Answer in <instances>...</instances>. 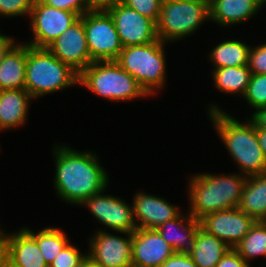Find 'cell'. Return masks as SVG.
Listing matches in <instances>:
<instances>
[{
  "instance_id": "6da1fadb",
  "label": "cell",
  "mask_w": 266,
  "mask_h": 267,
  "mask_svg": "<svg viewBox=\"0 0 266 267\" xmlns=\"http://www.w3.org/2000/svg\"><path fill=\"white\" fill-rule=\"evenodd\" d=\"M52 152L55 163L52 180L59 200L78 206L108 188V172L92 150L79 151L63 143L54 144Z\"/></svg>"
},
{
  "instance_id": "7a4b0ae2",
  "label": "cell",
  "mask_w": 266,
  "mask_h": 267,
  "mask_svg": "<svg viewBox=\"0 0 266 267\" xmlns=\"http://www.w3.org/2000/svg\"><path fill=\"white\" fill-rule=\"evenodd\" d=\"M206 110L211 125L240 173L246 176L266 173V159L253 122L249 118L241 122L215 103L209 104Z\"/></svg>"
},
{
  "instance_id": "3957f363",
  "label": "cell",
  "mask_w": 266,
  "mask_h": 267,
  "mask_svg": "<svg viewBox=\"0 0 266 267\" xmlns=\"http://www.w3.org/2000/svg\"><path fill=\"white\" fill-rule=\"evenodd\" d=\"M236 173H197L188 179V212L200 220L202 217L220 210L236 208L247 176Z\"/></svg>"
},
{
  "instance_id": "277c9868",
  "label": "cell",
  "mask_w": 266,
  "mask_h": 267,
  "mask_svg": "<svg viewBox=\"0 0 266 267\" xmlns=\"http://www.w3.org/2000/svg\"><path fill=\"white\" fill-rule=\"evenodd\" d=\"M79 74L47 48L27 44L25 90L33 99L78 86Z\"/></svg>"
},
{
  "instance_id": "5b68a950",
  "label": "cell",
  "mask_w": 266,
  "mask_h": 267,
  "mask_svg": "<svg viewBox=\"0 0 266 267\" xmlns=\"http://www.w3.org/2000/svg\"><path fill=\"white\" fill-rule=\"evenodd\" d=\"M78 85L113 103L149 97L115 60L91 62L79 73Z\"/></svg>"
},
{
  "instance_id": "8992f818",
  "label": "cell",
  "mask_w": 266,
  "mask_h": 267,
  "mask_svg": "<svg viewBox=\"0 0 266 267\" xmlns=\"http://www.w3.org/2000/svg\"><path fill=\"white\" fill-rule=\"evenodd\" d=\"M166 45L157 39L150 44L126 46L115 60L150 97L159 94L167 83Z\"/></svg>"
},
{
  "instance_id": "52a82bcc",
  "label": "cell",
  "mask_w": 266,
  "mask_h": 267,
  "mask_svg": "<svg viewBox=\"0 0 266 267\" xmlns=\"http://www.w3.org/2000/svg\"><path fill=\"white\" fill-rule=\"evenodd\" d=\"M209 19V2L163 0L156 23L157 37L176 43L197 32Z\"/></svg>"
},
{
  "instance_id": "ba28073f",
  "label": "cell",
  "mask_w": 266,
  "mask_h": 267,
  "mask_svg": "<svg viewBox=\"0 0 266 267\" xmlns=\"http://www.w3.org/2000/svg\"><path fill=\"white\" fill-rule=\"evenodd\" d=\"M81 18L91 60H116L123 47L111 15L104 8H95Z\"/></svg>"
},
{
  "instance_id": "9c48e42d",
  "label": "cell",
  "mask_w": 266,
  "mask_h": 267,
  "mask_svg": "<svg viewBox=\"0 0 266 267\" xmlns=\"http://www.w3.org/2000/svg\"><path fill=\"white\" fill-rule=\"evenodd\" d=\"M29 17L34 37L24 43L36 48H47L81 16L72 11L50 7L41 0H35Z\"/></svg>"
},
{
  "instance_id": "30bf717a",
  "label": "cell",
  "mask_w": 266,
  "mask_h": 267,
  "mask_svg": "<svg viewBox=\"0 0 266 267\" xmlns=\"http://www.w3.org/2000/svg\"><path fill=\"white\" fill-rule=\"evenodd\" d=\"M88 239L87 256L99 267H132V233L99 228Z\"/></svg>"
},
{
  "instance_id": "8fae6325",
  "label": "cell",
  "mask_w": 266,
  "mask_h": 267,
  "mask_svg": "<svg viewBox=\"0 0 266 267\" xmlns=\"http://www.w3.org/2000/svg\"><path fill=\"white\" fill-rule=\"evenodd\" d=\"M106 190L85 199L78 206L88 208L93 218L101 223L100 225L112 231L126 233L136 231L132 204H128L125 199L116 195L106 194Z\"/></svg>"
},
{
  "instance_id": "7c38bea8",
  "label": "cell",
  "mask_w": 266,
  "mask_h": 267,
  "mask_svg": "<svg viewBox=\"0 0 266 267\" xmlns=\"http://www.w3.org/2000/svg\"><path fill=\"white\" fill-rule=\"evenodd\" d=\"M116 27L122 47L150 44L158 39L156 23L121 2L104 8Z\"/></svg>"
},
{
  "instance_id": "4fadbf2b",
  "label": "cell",
  "mask_w": 266,
  "mask_h": 267,
  "mask_svg": "<svg viewBox=\"0 0 266 267\" xmlns=\"http://www.w3.org/2000/svg\"><path fill=\"white\" fill-rule=\"evenodd\" d=\"M199 222L202 229L234 249L256 220L236 207L210 213L202 217Z\"/></svg>"
},
{
  "instance_id": "5bb4252c",
  "label": "cell",
  "mask_w": 266,
  "mask_h": 267,
  "mask_svg": "<svg viewBox=\"0 0 266 267\" xmlns=\"http://www.w3.org/2000/svg\"><path fill=\"white\" fill-rule=\"evenodd\" d=\"M47 49L78 74L91 62L84 21L80 19L55 39Z\"/></svg>"
},
{
  "instance_id": "9a60e30c",
  "label": "cell",
  "mask_w": 266,
  "mask_h": 267,
  "mask_svg": "<svg viewBox=\"0 0 266 267\" xmlns=\"http://www.w3.org/2000/svg\"><path fill=\"white\" fill-rule=\"evenodd\" d=\"M176 206L164 197L136 192L132 207L137 229H157L168 220L176 218L182 212Z\"/></svg>"
},
{
  "instance_id": "2e32d148",
  "label": "cell",
  "mask_w": 266,
  "mask_h": 267,
  "mask_svg": "<svg viewBox=\"0 0 266 267\" xmlns=\"http://www.w3.org/2000/svg\"><path fill=\"white\" fill-rule=\"evenodd\" d=\"M175 251L156 229L132 233V267H159Z\"/></svg>"
},
{
  "instance_id": "e0dca14e",
  "label": "cell",
  "mask_w": 266,
  "mask_h": 267,
  "mask_svg": "<svg viewBox=\"0 0 266 267\" xmlns=\"http://www.w3.org/2000/svg\"><path fill=\"white\" fill-rule=\"evenodd\" d=\"M9 232L4 259L13 267H48L37 241L23 228Z\"/></svg>"
},
{
  "instance_id": "ac0fdd59",
  "label": "cell",
  "mask_w": 266,
  "mask_h": 267,
  "mask_svg": "<svg viewBox=\"0 0 266 267\" xmlns=\"http://www.w3.org/2000/svg\"><path fill=\"white\" fill-rule=\"evenodd\" d=\"M200 222L188 211L181 212L176 218L168 220L156 230L176 253L190 254L195 246L196 232Z\"/></svg>"
},
{
  "instance_id": "d6986e66",
  "label": "cell",
  "mask_w": 266,
  "mask_h": 267,
  "mask_svg": "<svg viewBox=\"0 0 266 267\" xmlns=\"http://www.w3.org/2000/svg\"><path fill=\"white\" fill-rule=\"evenodd\" d=\"M262 8L257 0H210L209 22L229 28L250 20Z\"/></svg>"
},
{
  "instance_id": "ffe728a7",
  "label": "cell",
  "mask_w": 266,
  "mask_h": 267,
  "mask_svg": "<svg viewBox=\"0 0 266 267\" xmlns=\"http://www.w3.org/2000/svg\"><path fill=\"white\" fill-rule=\"evenodd\" d=\"M33 100L25 89L0 90V132L25 125Z\"/></svg>"
},
{
  "instance_id": "44dd1931",
  "label": "cell",
  "mask_w": 266,
  "mask_h": 267,
  "mask_svg": "<svg viewBox=\"0 0 266 267\" xmlns=\"http://www.w3.org/2000/svg\"><path fill=\"white\" fill-rule=\"evenodd\" d=\"M27 44L19 41L0 63V90L25 89Z\"/></svg>"
},
{
  "instance_id": "7402d4cb",
  "label": "cell",
  "mask_w": 266,
  "mask_h": 267,
  "mask_svg": "<svg viewBox=\"0 0 266 267\" xmlns=\"http://www.w3.org/2000/svg\"><path fill=\"white\" fill-rule=\"evenodd\" d=\"M238 208L256 221L266 218V173L247 176Z\"/></svg>"
},
{
  "instance_id": "603a6c76",
  "label": "cell",
  "mask_w": 266,
  "mask_h": 267,
  "mask_svg": "<svg viewBox=\"0 0 266 267\" xmlns=\"http://www.w3.org/2000/svg\"><path fill=\"white\" fill-rule=\"evenodd\" d=\"M230 249L222 240L199 227L194 249L189 255L197 267H216Z\"/></svg>"
},
{
  "instance_id": "cb8c5ba5",
  "label": "cell",
  "mask_w": 266,
  "mask_h": 267,
  "mask_svg": "<svg viewBox=\"0 0 266 267\" xmlns=\"http://www.w3.org/2000/svg\"><path fill=\"white\" fill-rule=\"evenodd\" d=\"M250 48L251 45L242 42V40L228 39L216 44L208 52L209 61L213 69L248 65Z\"/></svg>"
},
{
  "instance_id": "d4e9b609",
  "label": "cell",
  "mask_w": 266,
  "mask_h": 267,
  "mask_svg": "<svg viewBox=\"0 0 266 267\" xmlns=\"http://www.w3.org/2000/svg\"><path fill=\"white\" fill-rule=\"evenodd\" d=\"M251 71L248 65L212 69L211 76L216 90L228 95L244 96L250 82Z\"/></svg>"
},
{
  "instance_id": "484cf974",
  "label": "cell",
  "mask_w": 266,
  "mask_h": 267,
  "mask_svg": "<svg viewBox=\"0 0 266 267\" xmlns=\"http://www.w3.org/2000/svg\"><path fill=\"white\" fill-rule=\"evenodd\" d=\"M36 241L47 265L62 251V249L70 242L66 233L61 228L47 226L37 232L31 230L30 227H23Z\"/></svg>"
},
{
  "instance_id": "4316f807",
  "label": "cell",
  "mask_w": 266,
  "mask_h": 267,
  "mask_svg": "<svg viewBox=\"0 0 266 267\" xmlns=\"http://www.w3.org/2000/svg\"><path fill=\"white\" fill-rule=\"evenodd\" d=\"M234 250L250 265L254 258L266 257V223L256 221Z\"/></svg>"
},
{
  "instance_id": "83f0119b",
  "label": "cell",
  "mask_w": 266,
  "mask_h": 267,
  "mask_svg": "<svg viewBox=\"0 0 266 267\" xmlns=\"http://www.w3.org/2000/svg\"><path fill=\"white\" fill-rule=\"evenodd\" d=\"M243 97L253 111L266 107V74H252Z\"/></svg>"
},
{
  "instance_id": "f1b7e54d",
  "label": "cell",
  "mask_w": 266,
  "mask_h": 267,
  "mask_svg": "<svg viewBox=\"0 0 266 267\" xmlns=\"http://www.w3.org/2000/svg\"><path fill=\"white\" fill-rule=\"evenodd\" d=\"M79 249L70 241L48 267H80L88 256L87 252L82 253Z\"/></svg>"
},
{
  "instance_id": "f546056e",
  "label": "cell",
  "mask_w": 266,
  "mask_h": 267,
  "mask_svg": "<svg viewBox=\"0 0 266 267\" xmlns=\"http://www.w3.org/2000/svg\"><path fill=\"white\" fill-rule=\"evenodd\" d=\"M35 0H0V17L30 16Z\"/></svg>"
},
{
  "instance_id": "4dcf8cb0",
  "label": "cell",
  "mask_w": 266,
  "mask_h": 267,
  "mask_svg": "<svg viewBox=\"0 0 266 267\" xmlns=\"http://www.w3.org/2000/svg\"><path fill=\"white\" fill-rule=\"evenodd\" d=\"M162 1L163 0H122L121 3L157 23Z\"/></svg>"
},
{
  "instance_id": "1f68e13d",
  "label": "cell",
  "mask_w": 266,
  "mask_h": 267,
  "mask_svg": "<svg viewBox=\"0 0 266 267\" xmlns=\"http://www.w3.org/2000/svg\"><path fill=\"white\" fill-rule=\"evenodd\" d=\"M44 4L60 10L72 11L80 16L95 9L92 0H41Z\"/></svg>"
},
{
  "instance_id": "d6a6232c",
  "label": "cell",
  "mask_w": 266,
  "mask_h": 267,
  "mask_svg": "<svg viewBox=\"0 0 266 267\" xmlns=\"http://www.w3.org/2000/svg\"><path fill=\"white\" fill-rule=\"evenodd\" d=\"M248 67L252 74H266V43L251 45Z\"/></svg>"
},
{
  "instance_id": "836d02e7",
  "label": "cell",
  "mask_w": 266,
  "mask_h": 267,
  "mask_svg": "<svg viewBox=\"0 0 266 267\" xmlns=\"http://www.w3.org/2000/svg\"><path fill=\"white\" fill-rule=\"evenodd\" d=\"M216 267H252L233 248L217 263Z\"/></svg>"
},
{
  "instance_id": "e575fe53",
  "label": "cell",
  "mask_w": 266,
  "mask_h": 267,
  "mask_svg": "<svg viewBox=\"0 0 266 267\" xmlns=\"http://www.w3.org/2000/svg\"><path fill=\"white\" fill-rule=\"evenodd\" d=\"M159 267H197L189 254L174 253Z\"/></svg>"
},
{
  "instance_id": "d590c367",
  "label": "cell",
  "mask_w": 266,
  "mask_h": 267,
  "mask_svg": "<svg viewBox=\"0 0 266 267\" xmlns=\"http://www.w3.org/2000/svg\"><path fill=\"white\" fill-rule=\"evenodd\" d=\"M2 33L0 29V63L7 52L17 43L14 37Z\"/></svg>"
},
{
  "instance_id": "8d00e7d4",
  "label": "cell",
  "mask_w": 266,
  "mask_h": 267,
  "mask_svg": "<svg viewBox=\"0 0 266 267\" xmlns=\"http://www.w3.org/2000/svg\"><path fill=\"white\" fill-rule=\"evenodd\" d=\"M250 116L248 118L253 122L256 129L266 130V107L255 110Z\"/></svg>"
},
{
  "instance_id": "74e56055",
  "label": "cell",
  "mask_w": 266,
  "mask_h": 267,
  "mask_svg": "<svg viewBox=\"0 0 266 267\" xmlns=\"http://www.w3.org/2000/svg\"><path fill=\"white\" fill-rule=\"evenodd\" d=\"M257 140L260 145V148L263 151L264 157L266 159V130L264 129H256Z\"/></svg>"
},
{
  "instance_id": "f35d334b",
  "label": "cell",
  "mask_w": 266,
  "mask_h": 267,
  "mask_svg": "<svg viewBox=\"0 0 266 267\" xmlns=\"http://www.w3.org/2000/svg\"><path fill=\"white\" fill-rule=\"evenodd\" d=\"M9 233L3 228H0V250L3 251L6 241L8 240Z\"/></svg>"
},
{
  "instance_id": "ab89813d",
  "label": "cell",
  "mask_w": 266,
  "mask_h": 267,
  "mask_svg": "<svg viewBox=\"0 0 266 267\" xmlns=\"http://www.w3.org/2000/svg\"><path fill=\"white\" fill-rule=\"evenodd\" d=\"M121 1L122 0H96V8H105L109 4Z\"/></svg>"
},
{
  "instance_id": "60d3db41",
  "label": "cell",
  "mask_w": 266,
  "mask_h": 267,
  "mask_svg": "<svg viewBox=\"0 0 266 267\" xmlns=\"http://www.w3.org/2000/svg\"><path fill=\"white\" fill-rule=\"evenodd\" d=\"M80 267H99L97 264L92 262L88 257L85 261L80 265Z\"/></svg>"
},
{
  "instance_id": "b9f144b4",
  "label": "cell",
  "mask_w": 266,
  "mask_h": 267,
  "mask_svg": "<svg viewBox=\"0 0 266 267\" xmlns=\"http://www.w3.org/2000/svg\"><path fill=\"white\" fill-rule=\"evenodd\" d=\"M1 265H2L3 267H13V266L10 265L4 258H3L2 262H1Z\"/></svg>"
},
{
  "instance_id": "7bdbcfd3",
  "label": "cell",
  "mask_w": 266,
  "mask_h": 267,
  "mask_svg": "<svg viewBox=\"0 0 266 267\" xmlns=\"http://www.w3.org/2000/svg\"><path fill=\"white\" fill-rule=\"evenodd\" d=\"M262 6H263V9H264V6H266V0H257Z\"/></svg>"
},
{
  "instance_id": "ee69618b",
  "label": "cell",
  "mask_w": 266,
  "mask_h": 267,
  "mask_svg": "<svg viewBox=\"0 0 266 267\" xmlns=\"http://www.w3.org/2000/svg\"><path fill=\"white\" fill-rule=\"evenodd\" d=\"M3 258H4L3 251L0 250V264H1L2 260H3Z\"/></svg>"
},
{
  "instance_id": "f6af8a7d",
  "label": "cell",
  "mask_w": 266,
  "mask_h": 267,
  "mask_svg": "<svg viewBox=\"0 0 266 267\" xmlns=\"http://www.w3.org/2000/svg\"><path fill=\"white\" fill-rule=\"evenodd\" d=\"M186 1L209 2L210 0H186Z\"/></svg>"
},
{
  "instance_id": "bcb514c9",
  "label": "cell",
  "mask_w": 266,
  "mask_h": 267,
  "mask_svg": "<svg viewBox=\"0 0 266 267\" xmlns=\"http://www.w3.org/2000/svg\"><path fill=\"white\" fill-rule=\"evenodd\" d=\"M92 1H93L94 5H95V7H96V0H92Z\"/></svg>"
}]
</instances>
